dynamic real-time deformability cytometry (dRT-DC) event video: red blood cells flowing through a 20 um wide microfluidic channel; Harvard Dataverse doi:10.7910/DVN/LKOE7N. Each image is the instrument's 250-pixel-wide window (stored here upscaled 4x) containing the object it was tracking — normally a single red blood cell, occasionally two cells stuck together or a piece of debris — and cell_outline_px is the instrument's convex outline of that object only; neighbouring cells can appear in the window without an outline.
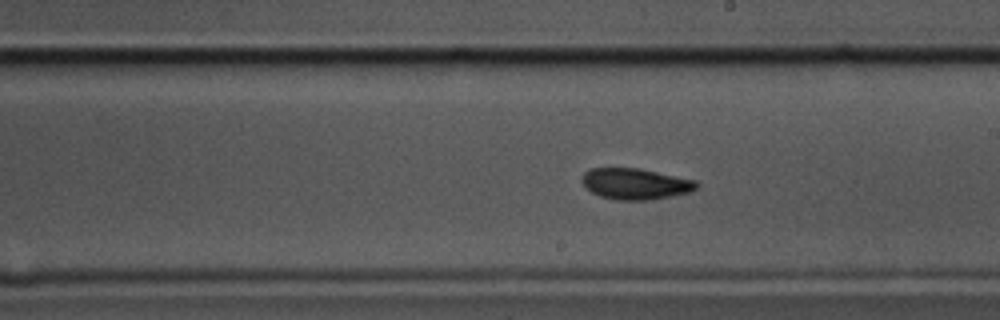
{"species": "common noctule bat (a hibernating species)", "species_latin": "Nyctalus noctula", "temperature_condition": "cold", "stored_images_in_passage": 42, "camera_frame_rate_fps": 3000, "um_per_image_px": 0.085, "animal": {"sex": "male", "body_mass_g": 17.5, "forearm_length_mm": 52.3}, "frame": {"image": 1, "passage_image": 17, "time_ms": 5.333, "image_size_px": [1000, 320], "cell_outline_px": [[700, 184], [696, 188], [688, 192], [672, 196], [652, 200], [616, 200], [600, 196], [592, 192], [580, 180], [580, 176], [584, 172], [592, 168], [640, 168], [696, 180]], "centroid_in_image_um": [54.0, 15.62], "position_along_channel_um": 235.0, "area_um2": 20.87}}
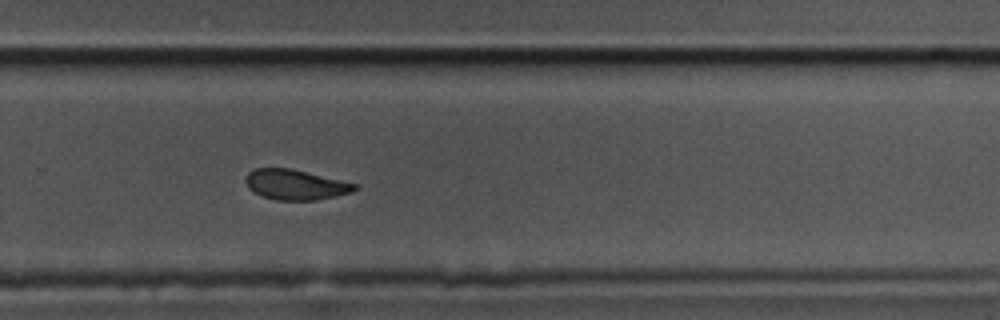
{"frame": {"image": 2, "passage_image": 23, "time_ms": 7.333, "image_size_px": [1000, 320], "cell_outline_px": [[356, 188], [352, 192], [316, 200], [276, 200], [264, 196], [248, 188], [244, 180], [248, 172], [256, 168], [292, 168], [356, 184]], "centroid_in_image_um": [25.08, 15.68], "position_along_channel_um": 304.7, "area_um2": 18.96}}
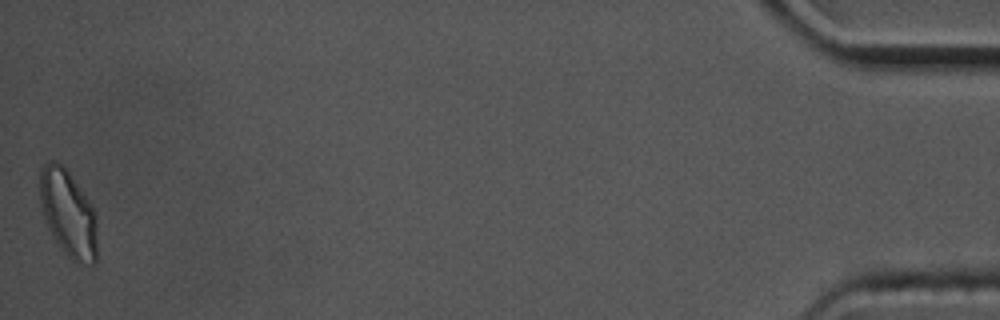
{"frame": {"image": 3, "passage_image": 42, "time_ms": 13.667, "image_size_px": [1000, 320], "cell_outline_px": [[96, 264], [76, 264], [60, 248], [52, 236], [48, 228], [40, 204], [40, 172], [44, 164], [48, 160], [56, 160], [68, 172], [88, 200], [96, 212]], "centroid_in_image_um": [5.79, 18.18], "position_along_channel_um": 429.4, "area_um2": 28.96}, "authors_computed_cell_mechanics": {"area_um2": 21.0392, "velocity_mm_per_s": 3.481, "shape_relaxation_time_tau1_ms": 2.2374, "shape_relaxation_time_tau2_ms": 1.652, "deformation_change_tau1": 0.1085, "deformation_change_tau2": 0.0717}}